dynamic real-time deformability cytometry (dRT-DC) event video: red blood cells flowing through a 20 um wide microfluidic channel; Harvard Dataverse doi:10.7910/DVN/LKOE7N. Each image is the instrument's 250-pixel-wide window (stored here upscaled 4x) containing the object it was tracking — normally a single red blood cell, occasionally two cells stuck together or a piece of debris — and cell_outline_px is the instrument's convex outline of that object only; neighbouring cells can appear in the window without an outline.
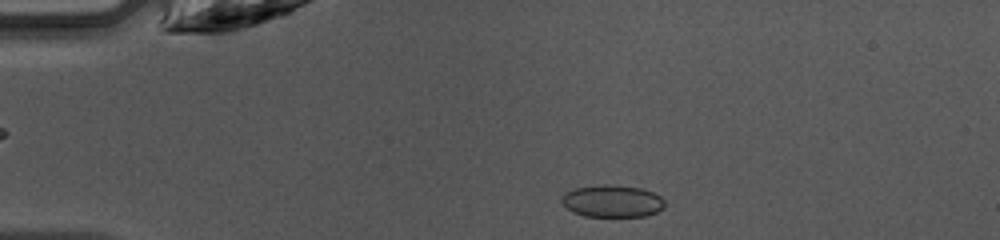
{"species": "common noctule bat (a hibernating species)", "species_latin": "Nyctalus noctula", "temperature_condition": "warm", "stored_images_in_passage": 46, "camera_frame_rate_fps": 3000, "um_per_image_px": 0.085, "animal": {"sex": "female", "body_mass_g": 10.0, "forearm_length_mm": 53.1}, "frame": {"image": 1, "passage_image": 9, "time_ms": 2.667, "image_size_px": [1000, 240], "cell_outline_px": [[664, 208], [656, 212], [644, 216], [584, 216], [572, 212], [560, 200], [564, 192], [576, 188], [604, 184], [612, 184], [640, 188], [652, 192], [660, 196], [664, 200]], "centroid_in_image_um": [52.03, 17.09], "position_along_channel_um": 33.0, "area_um2": 19.31}}
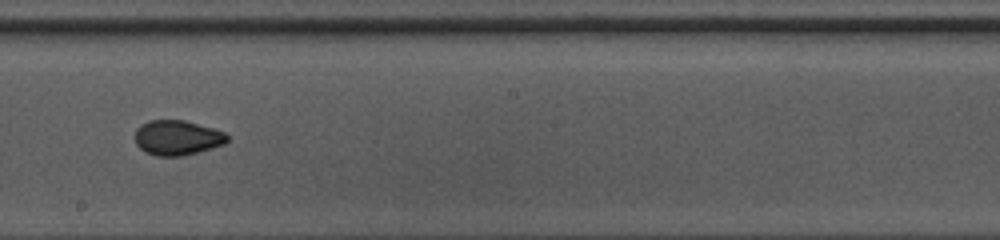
{"frame": {"image": 2, "passage_image": 26, "time_ms": 8.333, "image_size_px": [1000, 240], "cell_outline_px": [[228, 140], [224, 144], [196, 152], [180, 156], [156, 156], [144, 152], [136, 144], [136, 128], [140, 124], [148, 120], [184, 120], [212, 128], [224, 132], [228, 136]], "centroid_in_image_um": [15.03, 11.7], "position_along_channel_um": 233.2, "area_um2": 18.67}}
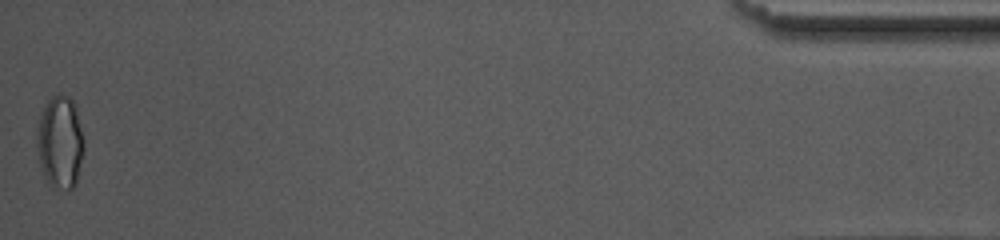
{"frame": {"image": 3, "passage_image": 46, "time_ms": 15.0, "image_size_px": [1000, 240], "cell_outline_px": [[84, 148], [76, 184], [68, 192], [48, 188], [40, 164], [36, 148], [36, 128], [44, 104], [52, 96], [60, 92], [68, 96], [72, 100], [76, 108], [84, 140]], "centroid_in_image_um": [5.09, 12.13], "position_along_channel_um": 430.1, "area_um2": 26.24}, "authors_computed_cell_mechanics": {"area_um2": 19.2185, "velocity_mm_per_s": 4.262, "shape_relaxation_time_tau1_ms": 6.0908, "shape_relaxation_time_tau2_ms": 1.1169, "deformation_change_tau1": 0.0987, "deformation_change_tau2": 0.0422}}